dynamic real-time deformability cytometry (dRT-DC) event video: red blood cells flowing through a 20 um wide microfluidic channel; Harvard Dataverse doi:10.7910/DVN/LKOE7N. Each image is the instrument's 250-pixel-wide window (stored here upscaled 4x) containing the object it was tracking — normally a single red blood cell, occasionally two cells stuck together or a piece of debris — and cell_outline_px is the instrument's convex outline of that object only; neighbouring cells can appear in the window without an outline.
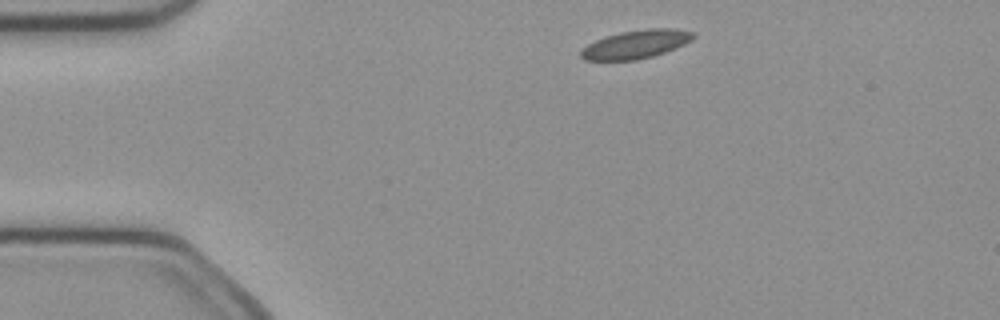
{"species": "common noctule bat (a hibernating species)", "species_latin": "Nyctalus noctula", "temperature_condition": "cold", "stored_images_in_passage": 3, "camera_frame_rate_fps": 3000, "um_per_image_px": 0.085, "animal": {"sex": "female", "body_mass_g": 21.9}, "frame": {"image": 1, "passage_image": 1, "time_ms": 0.0, "image_size_px": [1000, 320], "cell_outline_px": [[696, 36], [692, 40], [676, 48], [652, 56], [636, 60], [584, 60], [580, 56], [580, 52], [588, 44], [604, 36], [620, 32], [648, 28], [672, 28], [692, 32]], "centroid_in_image_um": [54.05, 3.76], "position_along_channel_um": 30.9, "area_um2": 18.55}}
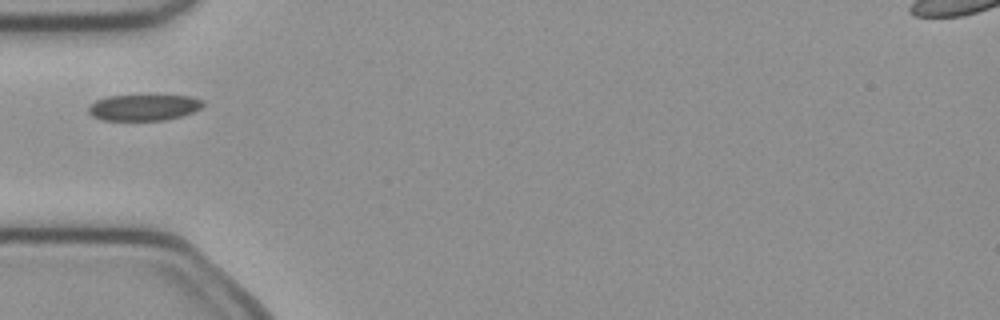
{"frame": {"image": 2, "passage_image": 3, "time_ms": 0.667, "image_size_px": [1000, 320], "cell_outline_px": [[204, 104], [200, 108], [192, 112], [180, 116], [164, 120], [104, 120], [92, 116], [88, 112], [88, 108], [96, 100], [108, 96], [192, 96], [204, 100]], "centroid_in_image_um": [12.23, 9.13], "position_along_channel_um": 72.8, "area_um2": 17.22}}